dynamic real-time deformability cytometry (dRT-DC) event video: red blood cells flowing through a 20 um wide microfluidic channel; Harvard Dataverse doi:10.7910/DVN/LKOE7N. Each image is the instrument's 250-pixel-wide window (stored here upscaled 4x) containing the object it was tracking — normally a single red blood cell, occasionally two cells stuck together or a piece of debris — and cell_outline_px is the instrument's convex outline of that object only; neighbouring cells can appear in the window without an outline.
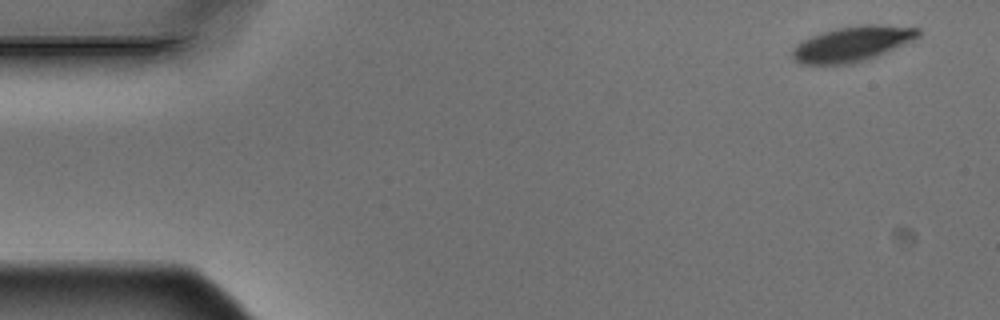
{"species": "Egyptian fruit bat (a non-hibernating species)", "species_latin": "Rousettus aegyptiacus", "temperature_condition": "warm", "stored_images_in_passage": 5, "camera_frame_rate_fps": 3000, "um_per_image_px": 0.085, "animal": {"sex": "male"}, "frame": {"image": 1, "passage_image": 1, "time_ms": 0.0, "image_size_px": [1000, 320], "cell_outline_px": [[920, 36], [912, 40], [876, 56], [852, 64], [800, 64], [792, 60], [792, 48], [796, 44], [812, 36], [836, 28], [860, 24], [880, 24], [920, 28]], "centroid_in_image_um": [72.42, 3.72], "position_along_channel_um": 12.6, "area_um2": 25.72}}
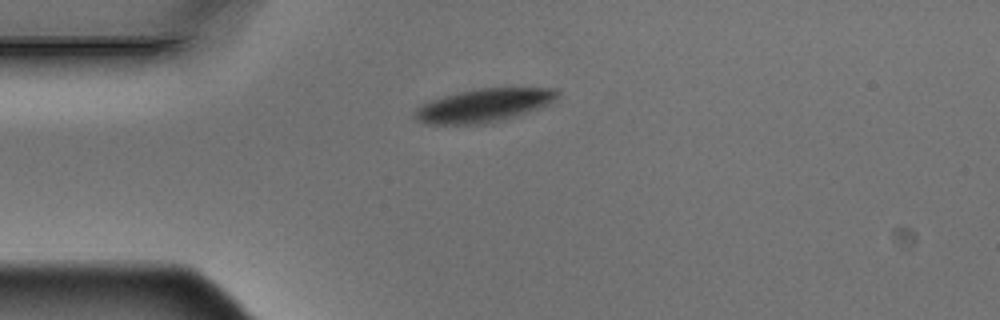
{"frame": {"image": 2, "passage_image": 4, "time_ms": 1.0, "image_size_px": [1000, 320], "cell_outline_px": [[560, 92], [552, 100], [536, 108], [516, 116], [504, 120], [488, 124], [428, 124], [416, 120], [412, 116], [412, 112], [420, 104], [444, 96], [476, 88], [556, 88]], "centroid_in_image_um": [41.03, 8.97], "position_along_channel_um": 44.0, "area_um2": 27.51}}